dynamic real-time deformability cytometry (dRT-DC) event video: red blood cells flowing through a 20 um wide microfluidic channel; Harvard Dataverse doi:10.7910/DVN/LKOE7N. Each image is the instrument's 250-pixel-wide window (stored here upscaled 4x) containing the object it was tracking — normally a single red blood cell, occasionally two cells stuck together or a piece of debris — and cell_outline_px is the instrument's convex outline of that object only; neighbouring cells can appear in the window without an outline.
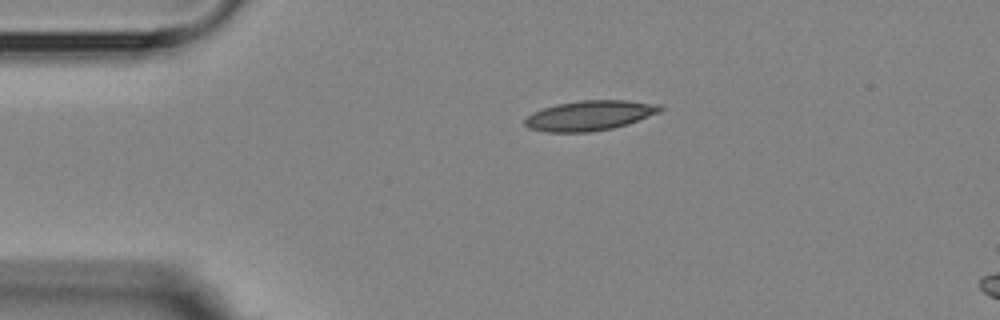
{"species": "Egyptian fruit bat (a non-hibernating species)", "species_latin": "Rousettus aegyptiacus", "temperature_condition": "room temperature", "stored_images_in_passage": 3, "camera_frame_rate_fps": 3000, "um_per_image_px": 0.085, "animal": {"sex": "female"}, "frame": {"image": 1, "passage_image": 3, "time_ms": 3.333, "image_size_px": [1000, 320], "cell_outline_px": [[664, 108], [660, 112], [628, 124], [612, 128], [592, 132], [548, 132], [528, 128], [524, 124], [524, 120], [532, 112], [556, 104], [580, 100], [628, 100], [660, 104]], "centroid_in_image_um": [50.14, 9.81], "position_along_channel_um": 34.9, "area_um2": 23.76}}